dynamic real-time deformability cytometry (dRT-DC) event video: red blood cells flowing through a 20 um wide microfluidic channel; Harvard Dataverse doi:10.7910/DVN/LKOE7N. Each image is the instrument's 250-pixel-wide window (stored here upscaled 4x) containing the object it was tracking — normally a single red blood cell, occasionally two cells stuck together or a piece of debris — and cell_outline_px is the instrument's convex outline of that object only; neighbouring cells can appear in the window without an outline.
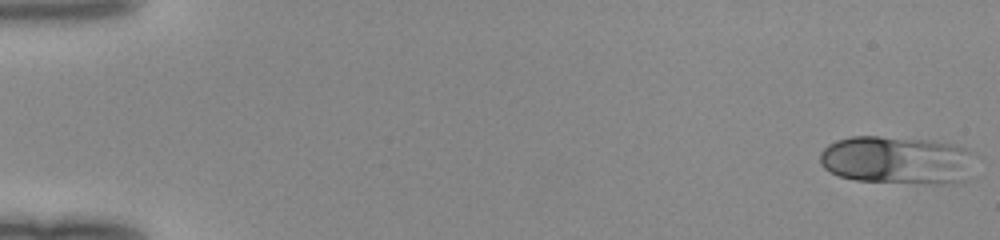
{"species": "human", "species_latin": "Homo sapiens", "temperature_condition": "room temperature", "stored_images_in_passage": 49, "camera_frame_rate_fps": 3000, "um_per_image_px": 0.085, "donor": {"sex": "female"}, "frame": {"image": 1, "passage_image": 1, "time_ms": 0.0, "image_size_px": [1000, 240], "cell_outline_px": [[976, 156], [968, 180], [956, 184], [924, 184], [856, 180], [840, 176], [828, 172], [820, 164], [820, 152], [828, 144], [836, 140], [852, 136], [880, 136], [936, 140], [956, 144], [976, 152]], "centroid_in_image_um": [76.34, 13.61], "position_along_channel_um": 8.7, "area_um2": 44.85}}
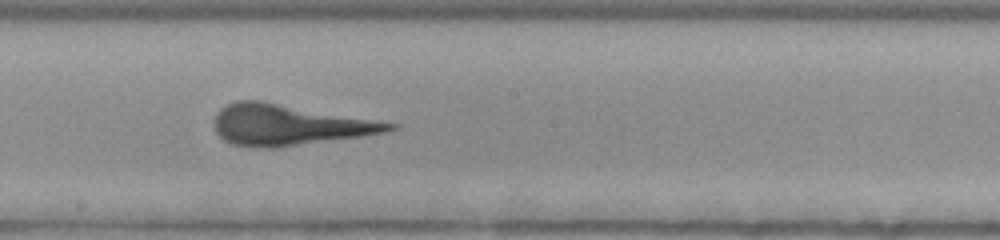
{"frame": {"image": 2, "passage_image": 28, "time_ms": 9.0, "image_size_px": [1000, 240], "cell_outline_px": [[400, 128], [388, 132], [276, 148], [256, 148], [232, 144], [224, 140], [216, 132], [216, 112], [220, 108], [236, 100], [260, 100], [400, 124]], "centroid_in_image_um": [24.57, 10.62], "position_along_channel_um": 223.6, "area_um2": 41.5}}
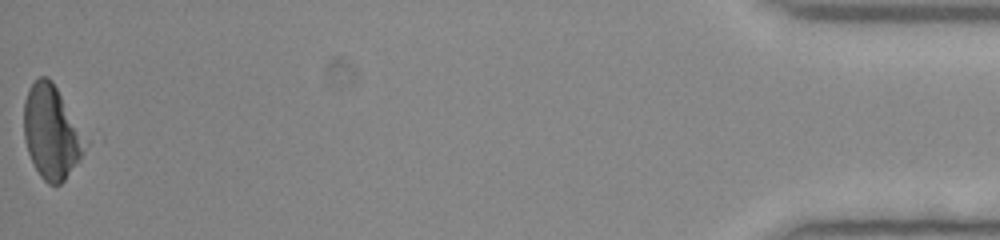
{"frame": {"image": 3, "passage_image": 49, "time_ms": 16.0, "image_size_px": [1000, 240], "cell_outline_px": [[88, 144], [80, 160], [64, 180], [60, 184], [48, 184], [40, 176], [28, 152], [24, 136], [24, 100], [28, 88], [40, 76], [48, 76], [52, 80]], "centroid_in_image_um": [4.36, 11.24], "position_along_channel_um": 430.8, "area_um2": 32.83}}